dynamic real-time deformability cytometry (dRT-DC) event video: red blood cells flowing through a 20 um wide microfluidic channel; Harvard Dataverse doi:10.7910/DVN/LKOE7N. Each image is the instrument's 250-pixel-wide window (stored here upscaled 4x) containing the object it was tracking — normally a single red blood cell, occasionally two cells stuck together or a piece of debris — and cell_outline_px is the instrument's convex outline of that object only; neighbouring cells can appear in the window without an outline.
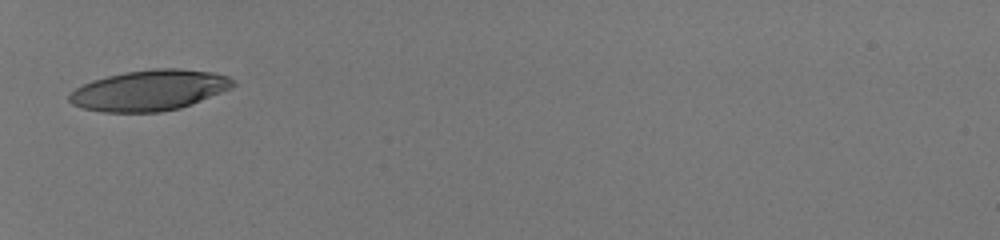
{"species": "human", "species_latin": "Homo sapiens", "temperature_condition": "room temperature", "stored_images_in_passage": 32, "camera_frame_rate_fps": 3000, "um_per_image_px": 0.085, "donor": {"sex": "male"}, "frame": {"image": 1, "passage_image": 1, "time_ms": 0.0, "image_size_px": [1000, 240], "cell_outline_px": [[236, 84], [232, 88], [192, 104], [180, 108], [160, 112], [100, 112], [84, 108], [72, 104], [68, 100], [68, 96], [76, 88], [92, 80], [124, 72], [156, 68], [180, 68], [216, 72], [228, 76], [236, 80]], "centroid_in_image_um": [12.75, 7.67], "position_along_channel_um": 72.3, "area_um2": 39.02}}
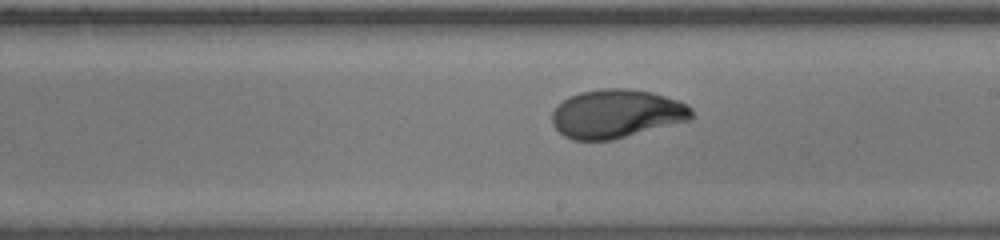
{"frame": {"image": 2, "passage_image": 14, "time_ms": 4.333, "image_size_px": [1000, 240], "cell_outline_px": [[692, 120], [612, 140], [572, 140], [564, 136], [552, 124], [552, 112], [556, 104], [568, 96], [580, 92], [600, 88], [628, 88], [652, 92], [688, 104], [692, 108]], "centroid_in_image_um": [52.39, 9.66], "position_along_channel_um": 236.6, "area_um2": 39.94}}
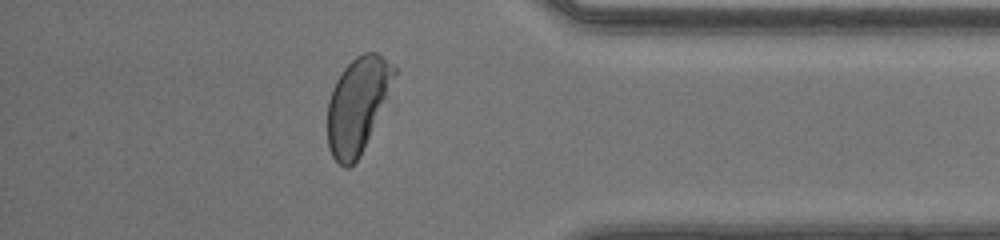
{"frame": {"image": 3, "passage_image": 27, "time_ms": 8.667, "image_size_px": [1000, 240], "cell_outline_px": [[396, 72], [360, 156], [348, 168], [344, 168], [332, 156], [328, 148], [328, 100], [332, 88], [336, 80], [344, 68], [356, 56], [364, 52], [376, 52], [396, 68]], "centroid_in_image_um": [30.33, 8.92], "position_along_channel_um": 404.9, "area_um2": 35.89}, "authors_computed_cell_mechanics": {"area_um2": 39.015, "velocity_mm_per_s": 4.1089, "shape_relaxation_time_tau1_ms": 2.9209, "shape_relaxation_time_tau2_ms": null, "deformation_change_tau1": 0.191, "deformation_change_tau2": null}}